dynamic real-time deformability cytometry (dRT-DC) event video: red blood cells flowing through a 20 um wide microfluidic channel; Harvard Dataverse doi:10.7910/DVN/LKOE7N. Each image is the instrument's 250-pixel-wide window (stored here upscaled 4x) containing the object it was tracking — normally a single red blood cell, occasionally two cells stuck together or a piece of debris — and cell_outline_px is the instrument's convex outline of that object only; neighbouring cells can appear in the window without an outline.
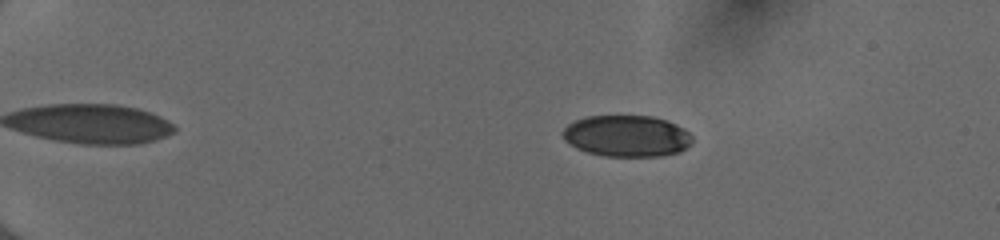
{"species": "human", "species_latin": "Homo sapiens", "temperature_condition": "cold", "stored_images_in_passage": 45, "camera_frame_rate_fps": 3000, "um_per_image_px": 0.085, "donor": {"sex": "female"}, "frame": {"image": 1, "passage_image": 3, "time_ms": 0.667, "image_size_px": [1000, 240], "cell_outline_px": [[692, 144], [680, 152], [660, 156], [604, 156], [588, 152], [576, 148], [564, 140], [560, 132], [568, 124], [576, 120], [588, 116], [652, 116], [668, 120], [684, 128], [692, 136]], "centroid_in_image_um": [53.28, 11.56], "position_along_channel_um": 31.7, "area_um2": 31.5}}
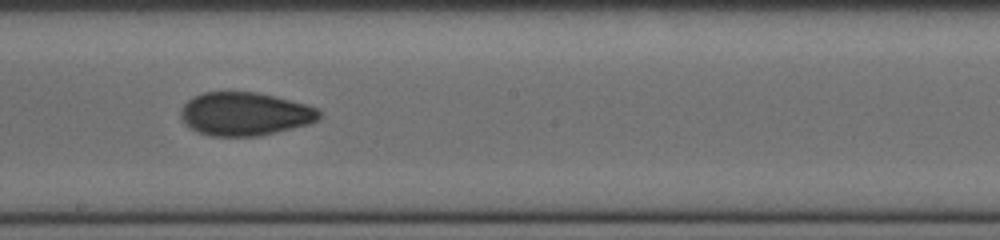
{"frame": {"image": 2, "passage_image": 25, "time_ms": 8.0, "image_size_px": [1000, 240], "cell_outline_px": [[320, 116], [316, 120], [308, 124], [260, 136], [212, 136], [200, 132], [184, 124], [180, 116], [180, 108], [192, 96], [204, 92], [256, 92], [276, 96], [308, 104], [316, 108], [320, 112]], "centroid_in_image_um": [20.8, 9.67], "position_along_channel_um": 227.4, "area_um2": 35.03}}
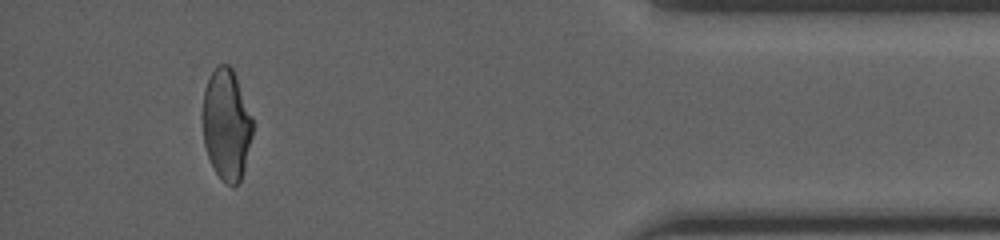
{"frame": {"image": 3, "passage_image": 42, "time_ms": 13.667, "image_size_px": [1000, 240], "cell_outline_px": [[252, 136], [244, 168], [240, 180], [232, 188], [216, 172], [208, 156], [204, 144], [204, 88], [216, 64], [228, 64], [232, 68], [236, 76], [252, 116]], "centroid_in_image_um": [19.26, 10.56], "position_along_channel_um": 415.9, "area_um2": 31.85}, "authors_computed_cell_mechanics": {"area_um2": 33.9286, "velocity_mm_per_s": 4.0463, "shape_relaxation_time_tau1_ms": null, "shape_relaxation_time_tau2_ms": 1.6402, "deformation_change_tau1": null, "deformation_change_tau2": 0.064}}